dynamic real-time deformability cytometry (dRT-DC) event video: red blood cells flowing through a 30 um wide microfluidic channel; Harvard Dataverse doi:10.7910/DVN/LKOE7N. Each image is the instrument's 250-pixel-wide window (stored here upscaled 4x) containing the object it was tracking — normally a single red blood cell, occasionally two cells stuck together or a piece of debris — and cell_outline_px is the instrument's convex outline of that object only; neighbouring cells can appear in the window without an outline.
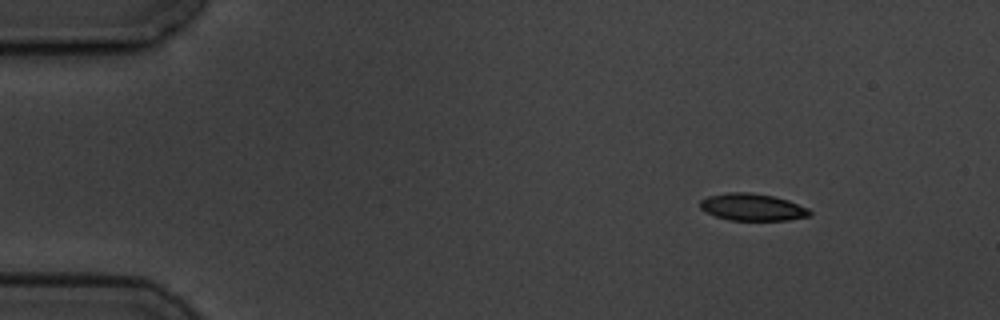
{"species": "common noctule bat (a hibernating species)", "species_latin": "Nyctalus noctula", "temperature_condition": "cold", "stored_images_in_passage": 3, "camera_frame_rate_fps": 3000, "um_per_image_px": 0.085, "animal": {"sex": "male", "body_mass_g": 19.5, "forearm_length_mm": 54.6}, "frame": {"image": 1, "passage_image": 1, "time_ms": 0.0, "image_size_px": [1000, 320], "cell_outline_px": [[812, 212], [808, 216], [788, 220], [728, 220], [716, 216], [700, 208], [700, 200], [708, 196], [728, 192], [752, 192], [772, 196], [788, 200], [808, 208]], "centroid_in_image_um": [63.95, 17.6], "position_along_channel_um": 21.1, "area_um2": 17.22}}